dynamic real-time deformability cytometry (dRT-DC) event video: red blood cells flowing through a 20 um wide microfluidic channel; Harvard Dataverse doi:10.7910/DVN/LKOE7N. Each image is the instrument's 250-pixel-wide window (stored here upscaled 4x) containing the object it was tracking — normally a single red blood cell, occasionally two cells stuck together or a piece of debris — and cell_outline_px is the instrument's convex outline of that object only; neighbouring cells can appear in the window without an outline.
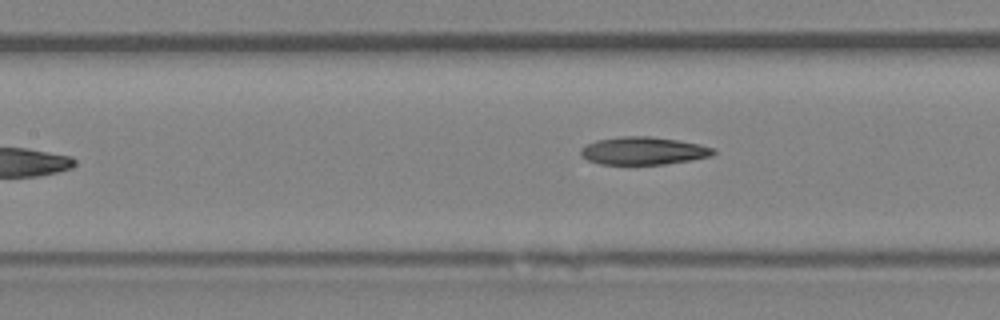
{"species": "Egyptian fruit bat (a non-hibernating species)", "species_latin": "Rousettus aegyptiacus", "temperature_condition": "room temperature", "stored_images_in_passage": 9, "camera_frame_rate_fps": 3000, "um_per_image_px": 0.085, "animal": {"sex": "female"}, "frame": {"image": 1, "passage_image": 9, "time_ms": 2.667, "image_size_px": [1000, 320], "cell_outline_px": [[716, 152], [712, 156], [664, 164], [600, 164], [588, 160], [580, 156], [580, 148], [596, 140], [620, 136], [648, 136], [676, 140], [700, 144], [712, 148]], "centroid_in_image_um": [54.64, 12.81], "position_along_channel_um": 152.8, "area_um2": 21.33}}